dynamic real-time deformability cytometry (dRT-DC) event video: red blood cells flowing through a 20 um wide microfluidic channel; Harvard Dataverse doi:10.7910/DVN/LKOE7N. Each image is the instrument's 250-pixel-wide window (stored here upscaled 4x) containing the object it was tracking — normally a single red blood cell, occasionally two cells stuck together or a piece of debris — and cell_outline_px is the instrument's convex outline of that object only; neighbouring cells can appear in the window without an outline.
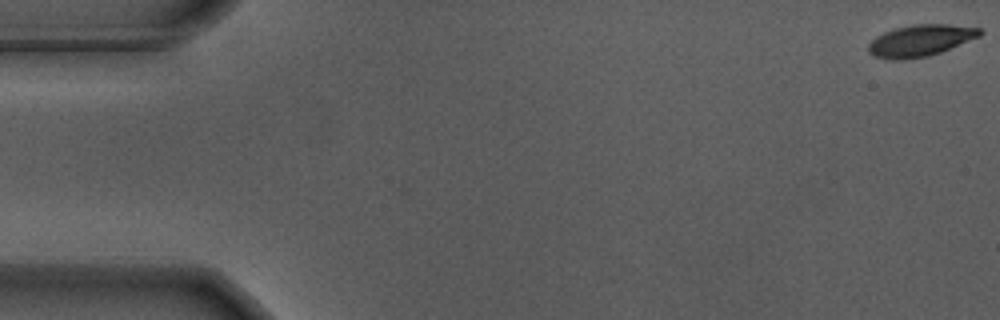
{"species": "Egyptian fruit bat (a non-hibernating species)", "species_latin": "Rousettus aegyptiacus", "temperature_condition": "warm", "stored_images_in_passage": 16, "camera_frame_rate_fps": 3000, "um_per_image_px": 0.085, "animal": {"sex": "male"}, "frame": {"image": 1, "passage_image": 1, "time_ms": 0.0, "image_size_px": [1000, 320], "cell_outline_px": [[984, 32], [980, 36], [940, 52], [928, 56], [904, 60], [892, 60], [876, 56], [868, 52], [868, 44], [876, 36], [884, 32], [896, 28], [912, 24], [948, 24], [980, 28]], "centroid_in_image_um": [78.23, 3.44], "position_along_channel_um": 6.8, "area_um2": 20.46}}
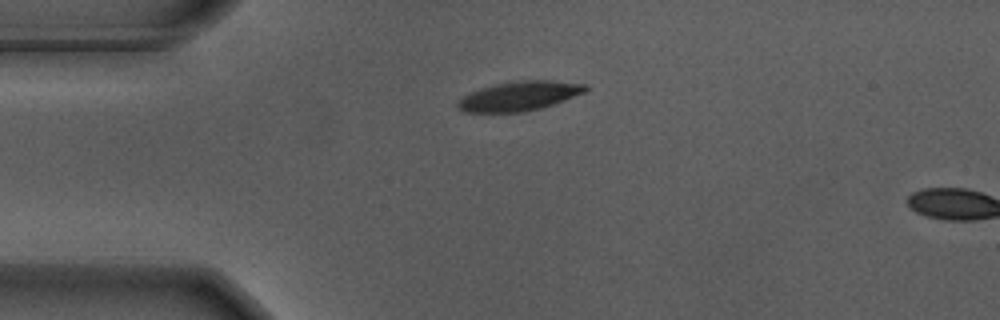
{"frame": {"image": 2, "passage_image": 14, "time_ms": 4.333, "image_size_px": [1000, 320], "cell_outline_px": [[588, 88], [584, 92], [564, 100], [540, 108], [524, 112], [464, 112], [456, 104], [464, 96], [480, 88], [496, 84], [520, 80], [552, 80], [588, 84]], "centroid_in_image_um": [44.17, 8.15], "position_along_channel_um": 40.8, "area_um2": 21.62}}